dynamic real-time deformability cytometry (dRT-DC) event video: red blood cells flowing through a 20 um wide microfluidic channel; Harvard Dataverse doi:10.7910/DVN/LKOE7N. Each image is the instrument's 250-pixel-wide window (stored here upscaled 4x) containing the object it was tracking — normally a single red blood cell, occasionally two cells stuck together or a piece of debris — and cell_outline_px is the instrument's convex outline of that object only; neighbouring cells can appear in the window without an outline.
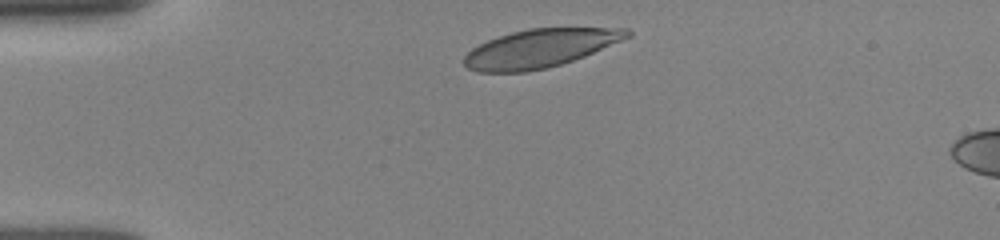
{"species": "human", "species_latin": "Homo sapiens", "temperature_condition": "room temperature", "stored_images_in_passage": 14, "camera_frame_rate_fps": 3000, "um_per_image_px": 0.085, "donor": {"sex": "female"}, "frame": {"image": 1, "passage_image": 1, "time_ms": 0.0, "image_size_px": [1000, 240], "cell_outline_px": [[632, 36], [584, 56], [560, 64], [544, 68], [524, 72], [476, 72], [468, 68], [464, 64], [464, 56], [472, 48], [488, 40], [512, 32], [528, 28], [628, 28], [632, 32]], "centroid_in_image_um": [45.9, 4.1], "position_along_channel_um": 39.1, "area_um2": 36.13}}
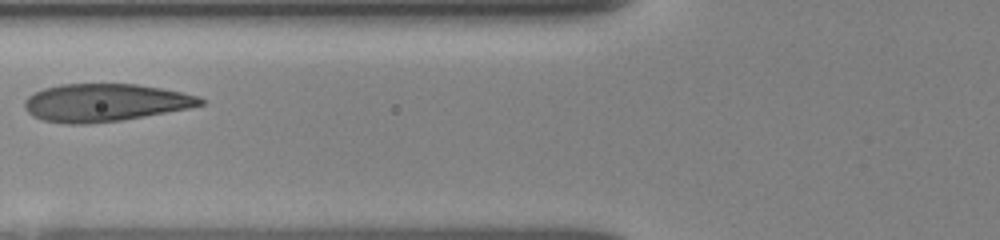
{"frame": {"image": 2, "passage_image": 7, "time_ms": 3.0, "image_size_px": [1000, 240], "cell_outline_px": [[204, 104], [188, 108], [144, 116], [120, 120], [88, 124], [68, 124], [44, 120], [28, 112], [24, 108], [24, 100], [28, 96], [44, 88], [60, 84], [136, 84], [160, 88], [200, 96], [204, 100]], "centroid_in_image_um": [8.91, 8.72], "position_along_channel_um": 116.9, "area_um2": 38.32}}
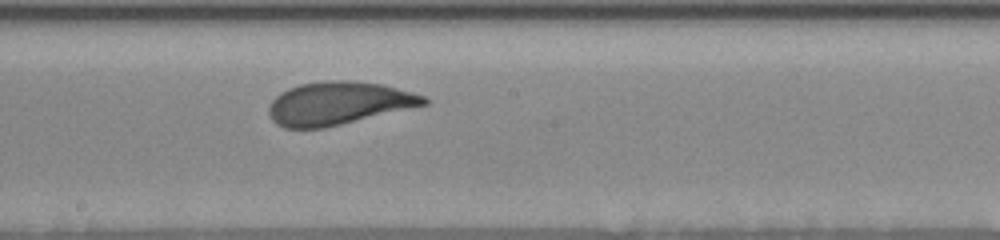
{"frame": {"image": 3, "passage_image": 14, "time_ms": 5.667, "image_size_px": [1000, 240], "cell_outline_px": [[428, 104], [324, 128], [284, 128], [276, 124], [272, 120], [268, 112], [268, 108], [272, 100], [280, 92], [288, 88], [300, 84], [328, 80], [348, 80], [384, 84], [412, 92], [424, 96], [428, 100]], "centroid_in_image_um": [28.75, 8.77], "position_along_channel_um": 219.5, "area_um2": 38.84}}